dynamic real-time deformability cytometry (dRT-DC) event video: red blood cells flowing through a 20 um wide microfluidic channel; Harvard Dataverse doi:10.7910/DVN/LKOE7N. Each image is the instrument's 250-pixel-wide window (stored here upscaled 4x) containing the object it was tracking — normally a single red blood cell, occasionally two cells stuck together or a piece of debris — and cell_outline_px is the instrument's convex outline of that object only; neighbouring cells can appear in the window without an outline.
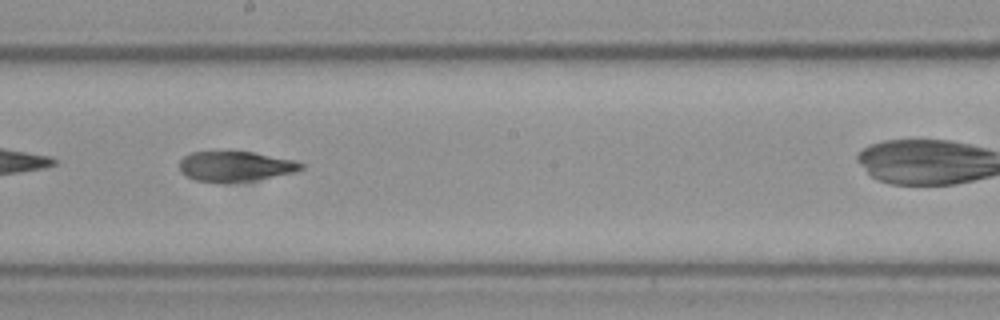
{"species": "Egyptian fruit bat (a non-hibernating species)", "species_latin": "Rousettus aegyptiacus", "temperature_condition": "cold", "stored_images_in_passage": 34, "camera_frame_rate_fps": 3000, "um_per_image_px": 0.085, "frame": {"image": 1, "passage_image": 20, "time_ms": 6.333, "image_size_px": [1000, 320], "cell_outline_px": [[304, 168], [296, 172], [252, 180], [196, 180], [180, 172], [180, 160], [184, 156], [192, 152], [216, 148], [252, 152], [292, 160], [304, 164]], "centroid_in_image_um": [19.97, 14.05], "position_along_channel_um": 228.2, "area_um2": 21.33}}